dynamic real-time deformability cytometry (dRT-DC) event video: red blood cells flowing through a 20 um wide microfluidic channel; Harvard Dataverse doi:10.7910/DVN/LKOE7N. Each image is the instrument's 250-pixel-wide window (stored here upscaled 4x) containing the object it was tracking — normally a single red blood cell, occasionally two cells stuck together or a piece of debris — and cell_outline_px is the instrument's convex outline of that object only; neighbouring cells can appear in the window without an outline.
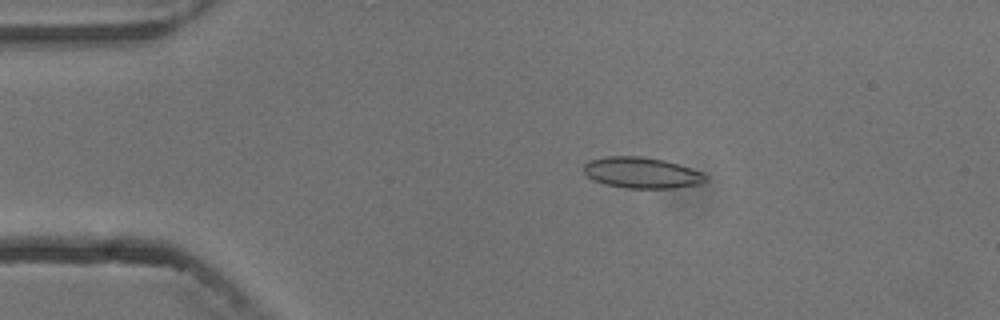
{"species": "common noctule bat (a hibernating species)", "species_latin": "Nyctalus noctula", "temperature_condition": "cold", "stored_images_in_passage": 5, "camera_frame_rate_fps": 3000, "um_per_image_px": 0.085, "animal": {"sex": "male", "body_mass_g": 13.3}, "frame": {"image": 1, "passage_image": 3, "time_ms": 2.333, "image_size_px": [1000, 320], "cell_outline_px": [[708, 180], [696, 184], [672, 188], [624, 188], [604, 184], [592, 180], [584, 172], [584, 164], [588, 160], [608, 156], [644, 156], [664, 160], [680, 164], [700, 172], [708, 176]], "centroid_in_image_um": [54.51, 14.68], "position_along_channel_um": 30.5, "area_um2": 22.08}}